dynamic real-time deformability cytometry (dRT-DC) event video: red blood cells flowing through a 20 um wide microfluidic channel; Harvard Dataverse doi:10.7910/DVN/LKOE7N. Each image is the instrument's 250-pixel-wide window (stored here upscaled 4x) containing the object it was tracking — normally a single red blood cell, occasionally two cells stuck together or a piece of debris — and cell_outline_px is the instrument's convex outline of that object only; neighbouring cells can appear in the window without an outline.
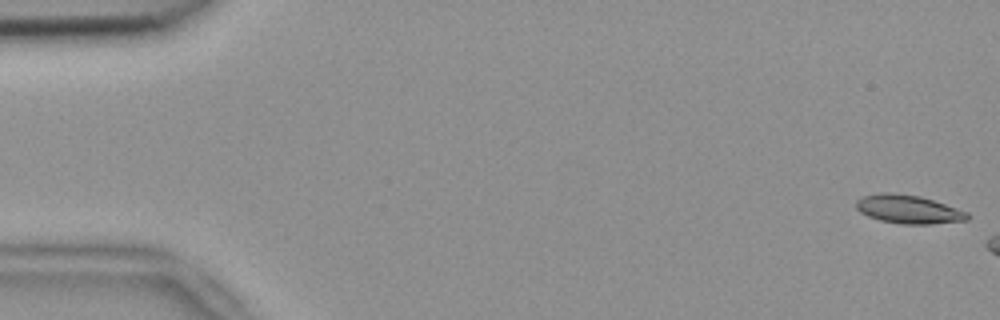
{"species": "common noctule bat (a hibernating species)", "species_latin": "Nyctalus noctula", "temperature_condition": "room temperature", "stored_images_in_passage": 7, "camera_frame_rate_fps": 3000, "um_per_image_px": 0.085, "animal": {"sex": "female", "body_mass_g": 18.4}, "frame": {"image": 1, "passage_image": 1, "time_ms": 0.0, "image_size_px": [1000, 320], "cell_outline_px": [[968, 220], [932, 224], [900, 224], [880, 220], [868, 216], [860, 212], [856, 208], [856, 200], [864, 196], [880, 192], [892, 192], [920, 196], [968, 212]], "centroid_in_image_um": [77.19, 17.79], "position_along_channel_um": 7.8, "area_um2": 18.44}}